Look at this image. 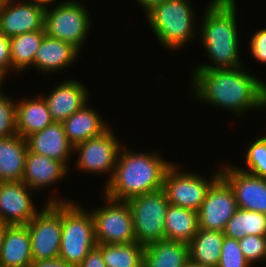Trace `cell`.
Instances as JSON below:
<instances>
[{
	"instance_id": "obj_28",
	"label": "cell",
	"mask_w": 266,
	"mask_h": 267,
	"mask_svg": "<svg viewBox=\"0 0 266 267\" xmlns=\"http://www.w3.org/2000/svg\"><path fill=\"white\" fill-rule=\"evenodd\" d=\"M44 36L45 30H36L10 38L12 70L19 72L33 66L36 51Z\"/></svg>"
},
{
	"instance_id": "obj_24",
	"label": "cell",
	"mask_w": 266,
	"mask_h": 267,
	"mask_svg": "<svg viewBox=\"0 0 266 267\" xmlns=\"http://www.w3.org/2000/svg\"><path fill=\"white\" fill-rule=\"evenodd\" d=\"M16 115L17 134L22 138H27L54 122L43 96L16 103Z\"/></svg>"
},
{
	"instance_id": "obj_3",
	"label": "cell",
	"mask_w": 266,
	"mask_h": 267,
	"mask_svg": "<svg viewBox=\"0 0 266 267\" xmlns=\"http://www.w3.org/2000/svg\"><path fill=\"white\" fill-rule=\"evenodd\" d=\"M201 26L202 42L213 63L195 69H223L241 66L235 0H212Z\"/></svg>"
},
{
	"instance_id": "obj_18",
	"label": "cell",
	"mask_w": 266,
	"mask_h": 267,
	"mask_svg": "<svg viewBox=\"0 0 266 267\" xmlns=\"http://www.w3.org/2000/svg\"><path fill=\"white\" fill-rule=\"evenodd\" d=\"M32 262L27 225H8L0 252V267H29Z\"/></svg>"
},
{
	"instance_id": "obj_34",
	"label": "cell",
	"mask_w": 266,
	"mask_h": 267,
	"mask_svg": "<svg viewBox=\"0 0 266 267\" xmlns=\"http://www.w3.org/2000/svg\"><path fill=\"white\" fill-rule=\"evenodd\" d=\"M250 48L256 60L266 63V28L260 29L253 35Z\"/></svg>"
},
{
	"instance_id": "obj_14",
	"label": "cell",
	"mask_w": 266,
	"mask_h": 267,
	"mask_svg": "<svg viewBox=\"0 0 266 267\" xmlns=\"http://www.w3.org/2000/svg\"><path fill=\"white\" fill-rule=\"evenodd\" d=\"M29 189L22 181L0 182V221L27 225L39 213L27 193Z\"/></svg>"
},
{
	"instance_id": "obj_20",
	"label": "cell",
	"mask_w": 266,
	"mask_h": 267,
	"mask_svg": "<svg viewBox=\"0 0 266 267\" xmlns=\"http://www.w3.org/2000/svg\"><path fill=\"white\" fill-rule=\"evenodd\" d=\"M79 50L72 44L49 37L45 34L41 45L36 51L33 66L41 71L54 72L68 67L76 61Z\"/></svg>"
},
{
	"instance_id": "obj_36",
	"label": "cell",
	"mask_w": 266,
	"mask_h": 267,
	"mask_svg": "<svg viewBox=\"0 0 266 267\" xmlns=\"http://www.w3.org/2000/svg\"><path fill=\"white\" fill-rule=\"evenodd\" d=\"M78 267H107L103 261L101 251L95 247L84 258Z\"/></svg>"
},
{
	"instance_id": "obj_12",
	"label": "cell",
	"mask_w": 266,
	"mask_h": 267,
	"mask_svg": "<svg viewBox=\"0 0 266 267\" xmlns=\"http://www.w3.org/2000/svg\"><path fill=\"white\" fill-rule=\"evenodd\" d=\"M238 206L232 188L220 176L207 191L198 210V225L201 229L223 232Z\"/></svg>"
},
{
	"instance_id": "obj_41",
	"label": "cell",
	"mask_w": 266,
	"mask_h": 267,
	"mask_svg": "<svg viewBox=\"0 0 266 267\" xmlns=\"http://www.w3.org/2000/svg\"><path fill=\"white\" fill-rule=\"evenodd\" d=\"M261 106L266 107V84L263 83V87H262V100H261Z\"/></svg>"
},
{
	"instance_id": "obj_40",
	"label": "cell",
	"mask_w": 266,
	"mask_h": 267,
	"mask_svg": "<svg viewBox=\"0 0 266 267\" xmlns=\"http://www.w3.org/2000/svg\"><path fill=\"white\" fill-rule=\"evenodd\" d=\"M32 3L39 4L45 8L49 7V3H52L54 0H29Z\"/></svg>"
},
{
	"instance_id": "obj_27",
	"label": "cell",
	"mask_w": 266,
	"mask_h": 267,
	"mask_svg": "<svg viewBox=\"0 0 266 267\" xmlns=\"http://www.w3.org/2000/svg\"><path fill=\"white\" fill-rule=\"evenodd\" d=\"M223 233L236 240L247 235L266 236V214L238 208L227 222Z\"/></svg>"
},
{
	"instance_id": "obj_38",
	"label": "cell",
	"mask_w": 266,
	"mask_h": 267,
	"mask_svg": "<svg viewBox=\"0 0 266 267\" xmlns=\"http://www.w3.org/2000/svg\"><path fill=\"white\" fill-rule=\"evenodd\" d=\"M139 5L143 6L145 9L146 13L150 11L153 7H155L158 4L164 3L168 0H137Z\"/></svg>"
},
{
	"instance_id": "obj_29",
	"label": "cell",
	"mask_w": 266,
	"mask_h": 267,
	"mask_svg": "<svg viewBox=\"0 0 266 267\" xmlns=\"http://www.w3.org/2000/svg\"><path fill=\"white\" fill-rule=\"evenodd\" d=\"M107 267H143L144 245L137 242L128 244H97Z\"/></svg>"
},
{
	"instance_id": "obj_44",
	"label": "cell",
	"mask_w": 266,
	"mask_h": 267,
	"mask_svg": "<svg viewBox=\"0 0 266 267\" xmlns=\"http://www.w3.org/2000/svg\"><path fill=\"white\" fill-rule=\"evenodd\" d=\"M3 80H4V78L2 76H0V87H1V84H2ZM0 93H1V91H0Z\"/></svg>"
},
{
	"instance_id": "obj_21",
	"label": "cell",
	"mask_w": 266,
	"mask_h": 267,
	"mask_svg": "<svg viewBox=\"0 0 266 267\" xmlns=\"http://www.w3.org/2000/svg\"><path fill=\"white\" fill-rule=\"evenodd\" d=\"M27 151V139L18 134L0 139V182L22 181Z\"/></svg>"
},
{
	"instance_id": "obj_11",
	"label": "cell",
	"mask_w": 266,
	"mask_h": 267,
	"mask_svg": "<svg viewBox=\"0 0 266 267\" xmlns=\"http://www.w3.org/2000/svg\"><path fill=\"white\" fill-rule=\"evenodd\" d=\"M110 128L101 135L89 138L74 146L79 154L77 167L93 173H110L107 183L111 180L116 166L117 156L122 146Z\"/></svg>"
},
{
	"instance_id": "obj_15",
	"label": "cell",
	"mask_w": 266,
	"mask_h": 267,
	"mask_svg": "<svg viewBox=\"0 0 266 267\" xmlns=\"http://www.w3.org/2000/svg\"><path fill=\"white\" fill-rule=\"evenodd\" d=\"M13 1V2H12ZM8 0L0 7V31L11 38L27 32L44 30L45 7L32 2Z\"/></svg>"
},
{
	"instance_id": "obj_10",
	"label": "cell",
	"mask_w": 266,
	"mask_h": 267,
	"mask_svg": "<svg viewBox=\"0 0 266 267\" xmlns=\"http://www.w3.org/2000/svg\"><path fill=\"white\" fill-rule=\"evenodd\" d=\"M217 171L211 180L193 173H180L175 164H172L164 176L163 190L170 204L198 211L205 200L207 191L221 176Z\"/></svg>"
},
{
	"instance_id": "obj_26",
	"label": "cell",
	"mask_w": 266,
	"mask_h": 267,
	"mask_svg": "<svg viewBox=\"0 0 266 267\" xmlns=\"http://www.w3.org/2000/svg\"><path fill=\"white\" fill-rule=\"evenodd\" d=\"M198 228V211L169 204L165 216V239L188 244Z\"/></svg>"
},
{
	"instance_id": "obj_9",
	"label": "cell",
	"mask_w": 266,
	"mask_h": 267,
	"mask_svg": "<svg viewBox=\"0 0 266 267\" xmlns=\"http://www.w3.org/2000/svg\"><path fill=\"white\" fill-rule=\"evenodd\" d=\"M105 197L107 205L91 212L97 244L136 242L132 213L127 201Z\"/></svg>"
},
{
	"instance_id": "obj_43",
	"label": "cell",
	"mask_w": 266,
	"mask_h": 267,
	"mask_svg": "<svg viewBox=\"0 0 266 267\" xmlns=\"http://www.w3.org/2000/svg\"><path fill=\"white\" fill-rule=\"evenodd\" d=\"M8 0H0V7L4 5Z\"/></svg>"
},
{
	"instance_id": "obj_42",
	"label": "cell",
	"mask_w": 266,
	"mask_h": 267,
	"mask_svg": "<svg viewBox=\"0 0 266 267\" xmlns=\"http://www.w3.org/2000/svg\"><path fill=\"white\" fill-rule=\"evenodd\" d=\"M184 267H205V266H202L201 264L189 260Z\"/></svg>"
},
{
	"instance_id": "obj_23",
	"label": "cell",
	"mask_w": 266,
	"mask_h": 267,
	"mask_svg": "<svg viewBox=\"0 0 266 267\" xmlns=\"http://www.w3.org/2000/svg\"><path fill=\"white\" fill-rule=\"evenodd\" d=\"M62 124L67 139L73 146L97 137L109 128L99 114L87 104L65 119Z\"/></svg>"
},
{
	"instance_id": "obj_35",
	"label": "cell",
	"mask_w": 266,
	"mask_h": 267,
	"mask_svg": "<svg viewBox=\"0 0 266 267\" xmlns=\"http://www.w3.org/2000/svg\"><path fill=\"white\" fill-rule=\"evenodd\" d=\"M12 69L10 38L0 31V76L6 77Z\"/></svg>"
},
{
	"instance_id": "obj_33",
	"label": "cell",
	"mask_w": 266,
	"mask_h": 267,
	"mask_svg": "<svg viewBox=\"0 0 266 267\" xmlns=\"http://www.w3.org/2000/svg\"><path fill=\"white\" fill-rule=\"evenodd\" d=\"M238 241L243 255L251 265L265 259L266 236L247 235Z\"/></svg>"
},
{
	"instance_id": "obj_6",
	"label": "cell",
	"mask_w": 266,
	"mask_h": 267,
	"mask_svg": "<svg viewBox=\"0 0 266 267\" xmlns=\"http://www.w3.org/2000/svg\"><path fill=\"white\" fill-rule=\"evenodd\" d=\"M127 203L138 244L146 246L165 239V216L170 203L163 189L131 198Z\"/></svg>"
},
{
	"instance_id": "obj_32",
	"label": "cell",
	"mask_w": 266,
	"mask_h": 267,
	"mask_svg": "<svg viewBox=\"0 0 266 267\" xmlns=\"http://www.w3.org/2000/svg\"><path fill=\"white\" fill-rule=\"evenodd\" d=\"M217 267H251L239 247L238 240L224 236Z\"/></svg>"
},
{
	"instance_id": "obj_1",
	"label": "cell",
	"mask_w": 266,
	"mask_h": 267,
	"mask_svg": "<svg viewBox=\"0 0 266 267\" xmlns=\"http://www.w3.org/2000/svg\"><path fill=\"white\" fill-rule=\"evenodd\" d=\"M192 74V88L199 100L228 109L239 116L246 110L262 108L264 82L246 73L242 66L195 69Z\"/></svg>"
},
{
	"instance_id": "obj_30",
	"label": "cell",
	"mask_w": 266,
	"mask_h": 267,
	"mask_svg": "<svg viewBox=\"0 0 266 267\" xmlns=\"http://www.w3.org/2000/svg\"><path fill=\"white\" fill-rule=\"evenodd\" d=\"M245 157L248 170L239 169L257 177L266 178V135L251 143Z\"/></svg>"
},
{
	"instance_id": "obj_2",
	"label": "cell",
	"mask_w": 266,
	"mask_h": 267,
	"mask_svg": "<svg viewBox=\"0 0 266 267\" xmlns=\"http://www.w3.org/2000/svg\"><path fill=\"white\" fill-rule=\"evenodd\" d=\"M173 163L154 153L119 152L114 174L106 183L105 196L128 201L163 189L164 176Z\"/></svg>"
},
{
	"instance_id": "obj_25",
	"label": "cell",
	"mask_w": 266,
	"mask_h": 267,
	"mask_svg": "<svg viewBox=\"0 0 266 267\" xmlns=\"http://www.w3.org/2000/svg\"><path fill=\"white\" fill-rule=\"evenodd\" d=\"M224 233L198 228L196 235L188 243L190 260L205 267H217Z\"/></svg>"
},
{
	"instance_id": "obj_8",
	"label": "cell",
	"mask_w": 266,
	"mask_h": 267,
	"mask_svg": "<svg viewBox=\"0 0 266 267\" xmlns=\"http://www.w3.org/2000/svg\"><path fill=\"white\" fill-rule=\"evenodd\" d=\"M90 18L82 3L65 1L44 14V30L49 37L72 44L80 51L89 32Z\"/></svg>"
},
{
	"instance_id": "obj_17",
	"label": "cell",
	"mask_w": 266,
	"mask_h": 267,
	"mask_svg": "<svg viewBox=\"0 0 266 267\" xmlns=\"http://www.w3.org/2000/svg\"><path fill=\"white\" fill-rule=\"evenodd\" d=\"M88 90L77 81H66L58 85L43 99L54 122H63L81 109L88 101Z\"/></svg>"
},
{
	"instance_id": "obj_5",
	"label": "cell",
	"mask_w": 266,
	"mask_h": 267,
	"mask_svg": "<svg viewBox=\"0 0 266 267\" xmlns=\"http://www.w3.org/2000/svg\"><path fill=\"white\" fill-rule=\"evenodd\" d=\"M188 0H168L148 11L147 17L159 42L168 49L186 45L194 36V13Z\"/></svg>"
},
{
	"instance_id": "obj_7",
	"label": "cell",
	"mask_w": 266,
	"mask_h": 267,
	"mask_svg": "<svg viewBox=\"0 0 266 267\" xmlns=\"http://www.w3.org/2000/svg\"><path fill=\"white\" fill-rule=\"evenodd\" d=\"M27 224L33 261L59 258L62 233V201L55 198Z\"/></svg>"
},
{
	"instance_id": "obj_16",
	"label": "cell",
	"mask_w": 266,
	"mask_h": 267,
	"mask_svg": "<svg viewBox=\"0 0 266 267\" xmlns=\"http://www.w3.org/2000/svg\"><path fill=\"white\" fill-rule=\"evenodd\" d=\"M26 139L31 152L58 160L68 168L67 161L74 146L67 139L62 122H53Z\"/></svg>"
},
{
	"instance_id": "obj_19",
	"label": "cell",
	"mask_w": 266,
	"mask_h": 267,
	"mask_svg": "<svg viewBox=\"0 0 266 267\" xmlns=\"http://www.w3.org/2000/svg\"><path fill=\"white\" fill-rule=\"evenodd\" d=\"M67 171L62 162L28 149L22 182L31 189H41L65 178Z\"/></svg>"
},
{
	"instance_id": "obj_39",
	"label": "cell",
	"mask_w": 266,
	"mask_h": 267,
	"mask_svg": "<svg viewBox=\"0 0 266 267\" xmlns=\"http://www.w3.org/2000/svg\"><path fill=\"white\" fill-rule=\"evenodd\" d=\"M7 227H8V224L0 221V252H1V247H2V243H3V239L5 236V231H6Z\"/></svg>"
},
{
	"instance_id": "obj_31",
	"label": "cell",
	"mask_w": 266,
	"mask_h": 267,
	"mask_svg": "<svg viewBox=\"0 0 266 267\" xmlns=\"http://www.w3.org/2000/svg\"><path fill=\"white\" fill-rule=\"evenodd\" d=\"M16 103L0 93V139L17 134Z\"/></svg>"
},
{
	"instance_id": "obj_22",
	"label": "cell",
	"mask_w": 266,
	"mask_h": 267,
	"mask_svg": "<svg viewBox=\"0 0 266 267\" xmlns=\"http://www.w3.org/2000/svg\"><path fill=\"white\" fill-rule=\"evenodd\" d=\"M189 260L185 242L162 239L144 247L143 267H184Z\"/></svg>"
},
{
	"instance_id": "obj_13",
	"label": "cell",
	"mask_w": 266,
	"mask_h": 267,
	"mask_svg": "<svg viewBox=\"0 0 266 267\" xmlns=\"http://www.w3.org/2000/svg\"><path fill=\"white\" fill-rule=\"evenodd\" d=\"M225 167L220 170L221 177L232 188L238 208L266 214V178L249 174L232 165Z\"/></svg>"
},
{
	"instance_id": "obj_4",
	"label": "cell",
	"mask_w": 266,
	"mask_h": 267,
	"mask_svg": "<svg viewBox=\"0 0 266 267\" xmlns=\"http://www.w3.org/2000/svg\"><path fill=\"white\" fill-rule=\"evenodd\" d=\"M69 201L62 202V233L59 258L78 267L97 246L91 212Z\"/></svg>"
},
{
	"instance_id": "obj_37",
	"label": "cell",
	"mask_w": 266,
	"mask_h": 267,
	"mask_svg": "<svg viewBox=\"0 0 266 267\" xmlns=\"http://www.w3.org/2000/svg\"><path fill=\"white\" fill-rule=\"evenodd\" d=\"M29 267H74V266L65 263L60 258H55L51 260L33 261Z\"/></svg>"
}]
</instances>
